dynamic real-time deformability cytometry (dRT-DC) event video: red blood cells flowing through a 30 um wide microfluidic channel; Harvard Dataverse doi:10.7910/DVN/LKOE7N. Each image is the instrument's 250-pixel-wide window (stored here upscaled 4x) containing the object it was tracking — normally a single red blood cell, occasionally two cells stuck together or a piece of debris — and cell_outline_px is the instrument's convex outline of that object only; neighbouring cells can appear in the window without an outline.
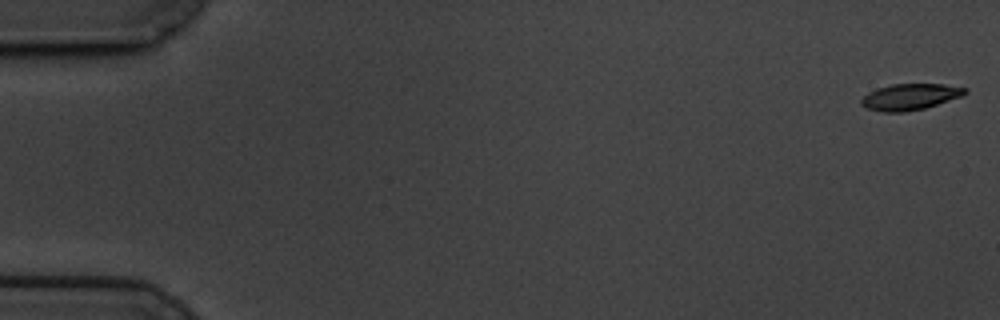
{"species": "common noctule bat (a hibernating species)", "species_latin": "Nyctalus noctula", "temperature_condition": "cold", "stored_images_in_passage": 41, "camera_frame_rate_fps": 3000, "um_per_image_px": 0.085, "animal": {"sex": "male", "body_mass_g": 19.5, "forearm_length_mm": 54.6}, "frame": {"image": 1, "passage_image": 1, "time_ms": 0.0, "image_size_px": [1000, 320], "cell_outline_px": [[968, 92], [964, 96], [924, 108], [904, 112], [884, 112], [868, 108], [860, 104], [860, 100], [868, 92], [876, 88], [892, 84], [944, 84], [968, 88]], "centroid_in_image_um": [77.38, 8.22], "position_along_channel_um": 7.6, "area_um2": 15.95}}
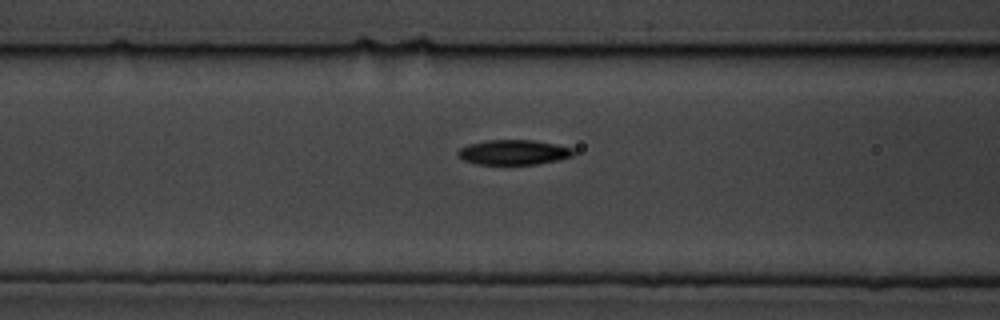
{"frame": {"image": 2, "passage_image": 24, "time_ms": 7.667, "image_size_px": [1000, 320], "cell_outline_px": [[576, 152], [572, 156], [560, 160], [536, 164], [476, 164], [464, 160], [456, 156], [456, 152], [460, 148], [468, 144], [484, 140], [532, 140], [556, 144], [572, 148]], "centroid_in_image_um": [43.64, 12.94], "position_along_channel_um": 123.0, "area_um2": 16.94}}
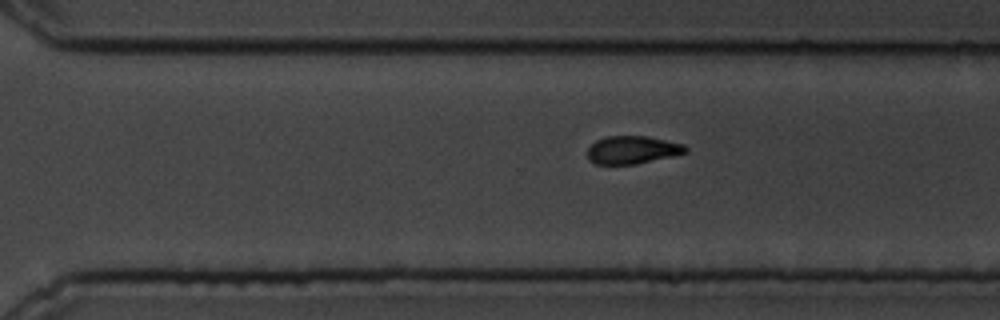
{"frame": {"image": 3, "passage_image": 41, "time_ms": 13.333, "image_size_px": [1000, 320], "cell_outline_px": [[688, 152], [672, 156], [636, 164], [596, 164], [588, 160], [588, 148], [596, 140], [608, 136], [648, 136], [684, 144], [688, 148]], "centroid_in_image_um": [53.76, 12.74], "position_along_channel_um": 316.8, "area_um2": 15.95}}